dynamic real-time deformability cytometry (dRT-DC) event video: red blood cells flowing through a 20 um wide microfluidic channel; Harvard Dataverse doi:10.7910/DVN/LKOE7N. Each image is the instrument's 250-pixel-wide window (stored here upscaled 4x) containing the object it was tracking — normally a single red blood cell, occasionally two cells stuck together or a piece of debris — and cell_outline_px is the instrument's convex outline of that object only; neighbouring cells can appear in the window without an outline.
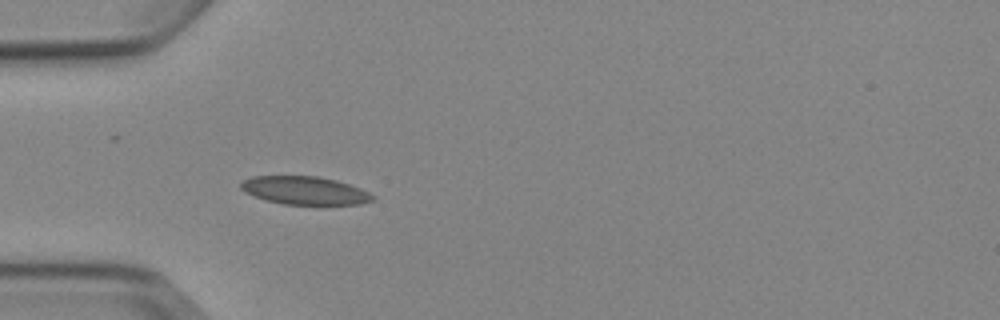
{"species": "Egyptian fruit bat (a non-hibernating species)", "species_latin": "Rousettus aegyptiacus", "temperature_condition": "cold", "stored_images_in_passage": 5, "camera_frame_rate_fps": 3000, "um_per_image_px": 0.085, "animal": {"sex": "female"}, "frame": {"image": 1, "passage_image": 5, "time_ms": 4.667, "image_size_px": [1000, 320], "cell_outline_px": [[376, 196], [372, 200], [360, 204], [284, 204], [268, 200], [244, 192], [240, 188], [240, 184], [244, 180], [252, 176], [316, 176], [336, 180], [360, 188]], "centroid_in_image_um": [25.9, 16.18], "position_along_channel_um": 59.1, "area_um2": 21.33}}